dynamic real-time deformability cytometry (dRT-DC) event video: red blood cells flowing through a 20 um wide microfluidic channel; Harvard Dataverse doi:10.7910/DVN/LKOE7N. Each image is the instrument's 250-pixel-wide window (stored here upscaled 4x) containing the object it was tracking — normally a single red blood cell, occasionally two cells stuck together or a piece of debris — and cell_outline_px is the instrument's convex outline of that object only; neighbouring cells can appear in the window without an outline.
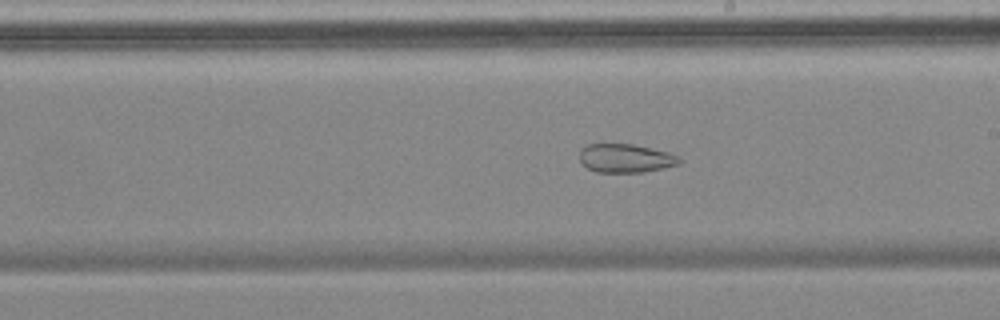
{"species": "common noctule bat (a hibernating species)", "species_latin": "Nyctalus noctula", "temperature_condition": "cold", "stored_images_in_passage": 35, "camera_frame_rate_fps": 3000, "um_per_image_px": 0.085, "animal": {"sex": "female", "body_mass_g": 18.4}, "frame": {"image": 1, "passage_image": 20, "time_ms": 6.333, "image_size_px": [1000, 320], "cell_outline_px": [[680, 164], [644, 172], [596, 172], [588, 168], [580, 160], [580, 148], [588, 144], [632, 144], [668, 152], [680, 156]], "centroid_in_image_um": [53.17, 13.45], "position_along_channel_um": 235.8, "area_um2": 16.59}}